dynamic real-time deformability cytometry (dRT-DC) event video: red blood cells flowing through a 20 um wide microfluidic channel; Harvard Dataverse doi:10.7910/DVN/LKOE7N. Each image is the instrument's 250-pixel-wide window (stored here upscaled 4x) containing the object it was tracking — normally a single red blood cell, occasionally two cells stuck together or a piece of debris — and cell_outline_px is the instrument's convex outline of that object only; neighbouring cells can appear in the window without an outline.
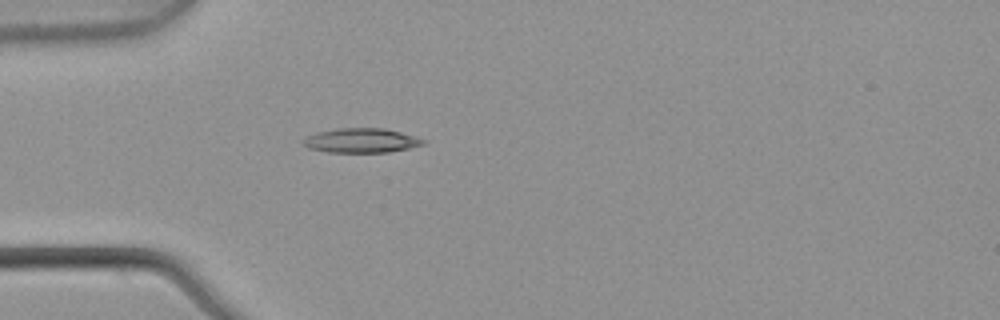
{"species": "common noctule bat (a hibernating species)", "species_latin": "Nyctalus noctula", "temperature_condition": "warm", "stored_images_in_passage": 4, "camera_frame_rate_fps": 3000, "um_per_image_px": 0.085, "animal": {"sex": "male", "body_mass_g": 21.5, "forearm_length_mm": 52.0}, "frame": {"image": 1, "passage_image": 4, "time_ms": 1.0, "image_size_px": [1000, 320], "cell_outline_px": [[428, 140], [424, 144], [408, 148], [388, 152], [328, 152], [308, 148], [304, 144], [304, 140], [308, 136], [320, 132], [340, 128], [384, 128], [400, 132]], "centroid_in_image_um": [30.76, 11.94], "position_along_channel_um": 54.2, "area_um2": 16.82}}